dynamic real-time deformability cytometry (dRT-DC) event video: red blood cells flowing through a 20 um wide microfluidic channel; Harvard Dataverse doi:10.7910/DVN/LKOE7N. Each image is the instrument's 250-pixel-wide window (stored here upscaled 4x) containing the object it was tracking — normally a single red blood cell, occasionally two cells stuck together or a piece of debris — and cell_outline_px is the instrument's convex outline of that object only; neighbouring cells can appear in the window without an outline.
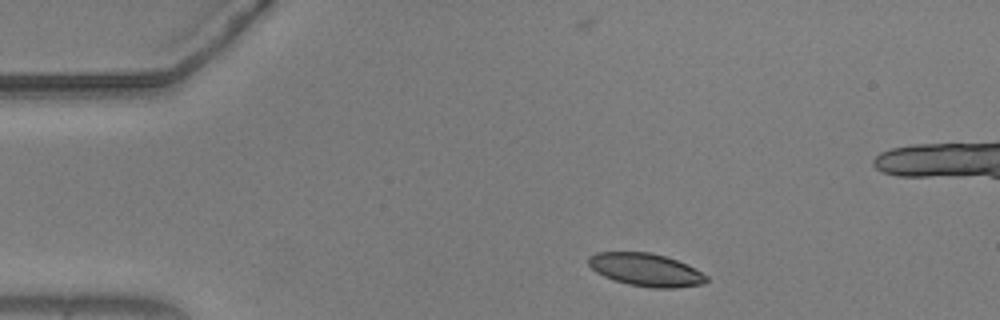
{"species": "common noctule bat (a hibernating species)", "species_latin": "Nyctalus noctula", "temperature_condition": "warm", "stored_images_in_passage": 47, "camera_frame_rate_fps": 3000, "um_per_image_px": 0.085, "animal": {"sex": "male", "body_mass_g": 20.5, "forearm_length_mm": 52.5}, "frame": {"image": 1, "passage_image": 1, "time_ms": 0.0, "image_size_px": [1000, 320], "cell_outline_px": [[708, 280], [704, 284], [676, 288], [656, 288], [628, 284], [604, 276], [596, 272], [588, 264], [588, 256], [596, 252], [652, 252], [676, 260], [708, 276]], "centroid_in_image_um": [54.88, 22.93], "position_along_channel_um": 30.1, "area_um2": 22.37}}
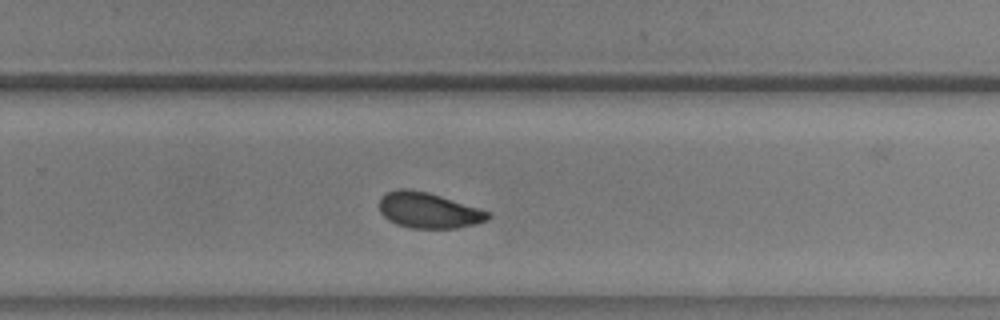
{"frame": {"image": 2, "passage_image": 27, "time_ms": 8.667, "image_size_px": [1000, 320], "cell_outline_px": [[488, 220], [476, 224], [456, 228], [412, 228], [396, 224], [388, 220], [380, 212], [380, 196], [388, 192], [400, 188], [408, 188], [428, 192], [488, 212]], "centroid_in_image_um": [36.36, 17.88], "position_along_channel_um": 293.4, "area_um2": 22.25}}
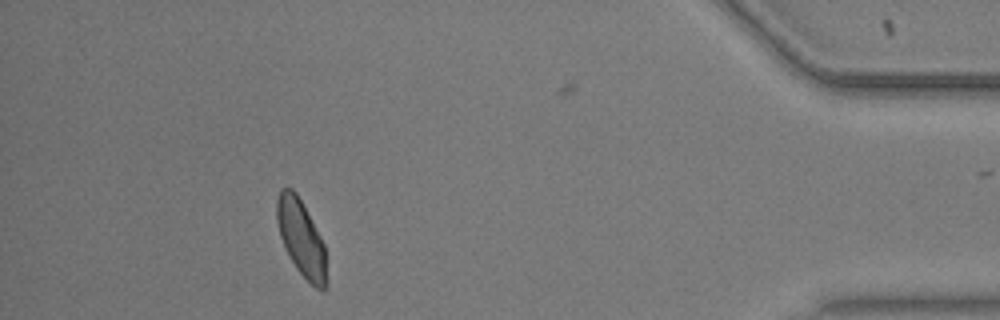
{"frame": {"image": 3, "passage_image": 41, "time_ms": 13.333, "image_size_px": [1000, 320], "cell_outline_px": [[328, 284], [324, 288], [316, 288], [296, 268], [280, 236], [276, 220], [276, 200], [280, 188], [292, 188], [296, 192], [320, 236], [324, 244]], "centroid_in_image_um": [25.6, 20.21], "position_along_channel_um": 409.6, "area_um2": 21.73}, "authors_computed_cell_mechanics": {"area_um2": 22.4842, "velocity_mm_per_s": 3.6598, "shape_relaxation_time_tau1_ms": 3.6161, "shape_relaxation_time_tau2_ms": 1.9246, "deformation_change_tau1": 0.0976, "deformation_change_tau2": 0.0669}}